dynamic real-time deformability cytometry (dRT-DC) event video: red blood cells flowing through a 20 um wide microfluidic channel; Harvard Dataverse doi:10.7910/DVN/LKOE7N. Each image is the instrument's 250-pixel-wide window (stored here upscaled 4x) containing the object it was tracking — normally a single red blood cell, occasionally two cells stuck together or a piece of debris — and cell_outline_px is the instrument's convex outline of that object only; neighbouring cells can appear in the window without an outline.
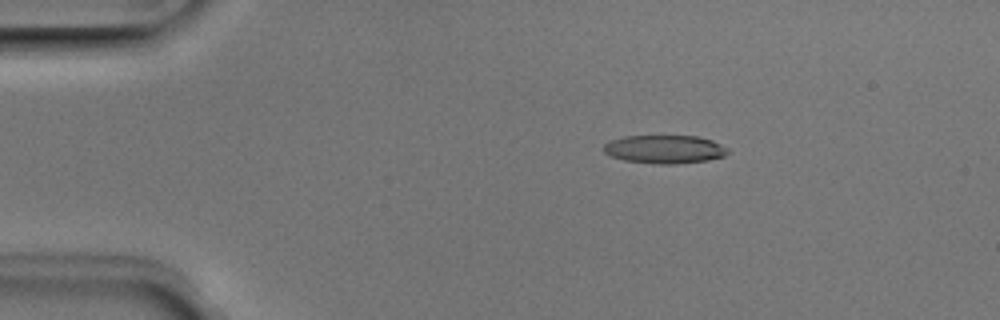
{"species": "Egyptian fruit bat (a non-hibernating species)", "species_latin": "Rousettus aegyptiacus", "temperature_condition": "room temperature", "stored_images_in_passage": 51, "camera_frame_rate_fps": 3000, "um_per_image_px": 0.085, "animal": {"sex": "male"}, "frame": {"image": 1, "passage_image": 9, "time_ms": 2.667, "image_size_px": [1000, 320], "cell_outline_px": [[728, 152], [724, 156], [708, 160], [676, 164], [656, 164], [624, 160], [612, 156], [604, 152], [604, 144], [612, 140], [624, 136], [696, 136], [712, 140], [728, 148]], "centroid_in_image_um": [56.5, 12.69], "position_along_channel_um": 28.5, "area_um2": 20.4}}
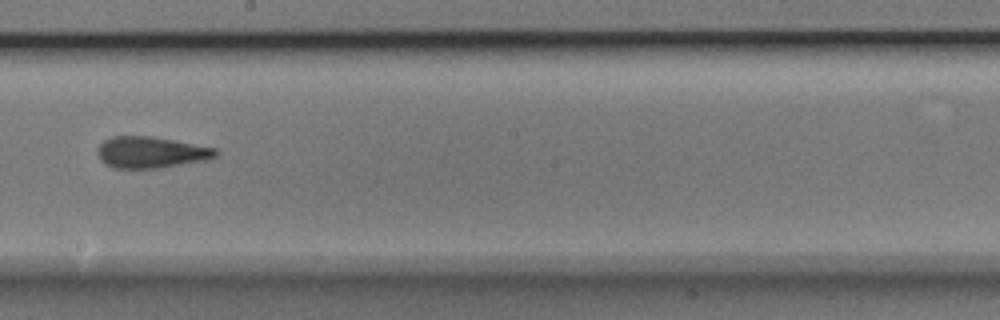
{"frame": {"image": 2, "passage_image": 29, "time_ms": 9.333, "image_size_px": [1000, 320], "cell_outline_px": [[220, 152], [216, 156], [208, 160], [160, 168], [112, 168], [104, 164], [100, 160], [96, 152], [96, 148], [104, 140], [112, 136], [152, 136], [216, 148]], "centroid_in_image_um": [12.81, 12.95], "position_along_channel_um": 235.4, "area_um2": 21.91}}
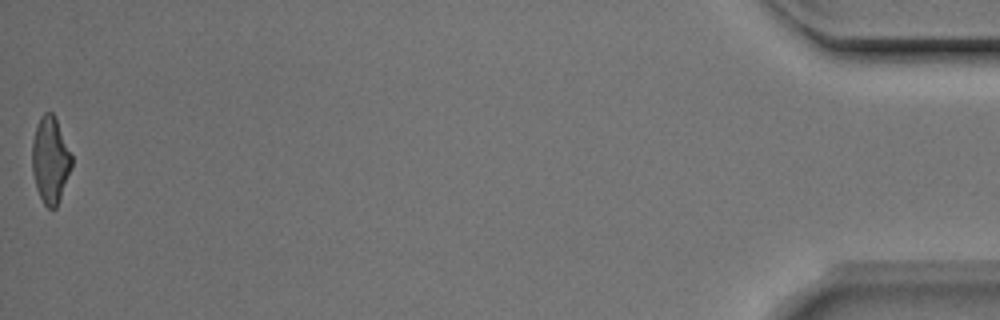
{"frame": {"image": 3, "passage_image": 51, "time_ms": 16.667, "image_size_px": [1000, 320], "cell_outline_px": [[72, 168], [56, 208], [48, 208], [44, 204], [36, 188], [32, 172], [32, 140], [36, 124], [40, 116], [44, 112], [52, 112], [56, 116], [72, 156]], "centroid_in_image_um": [4.27, 13.56], "position_along_channel_um": 430.9, "area_um2": 20.17}, "authors_computed_cell_mechanics": {"area_um2": 20.9814, "velocity_mm_per_s": 3.988, "shape_relaxation_time_tau1_ms": 10.5265, "shape_relaxation_time_tau2_ms": 2.3062, "deformation_change_tau1": 0.2607, "deformation_change_tau2": 0.1272}}